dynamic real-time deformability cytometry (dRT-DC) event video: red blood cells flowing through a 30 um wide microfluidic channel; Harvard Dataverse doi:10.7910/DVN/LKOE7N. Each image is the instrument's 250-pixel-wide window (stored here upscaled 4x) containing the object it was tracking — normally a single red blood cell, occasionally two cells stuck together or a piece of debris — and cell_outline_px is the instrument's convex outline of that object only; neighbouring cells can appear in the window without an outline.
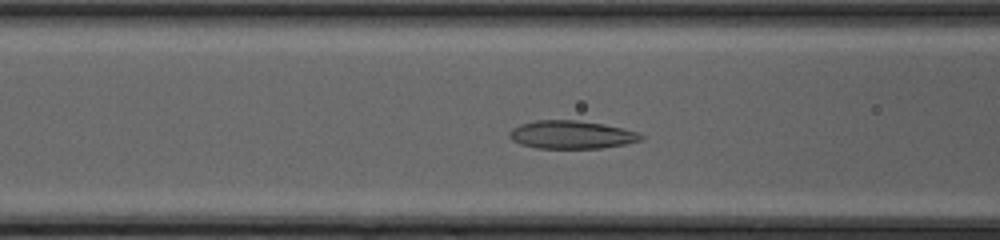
{"species": "common noctule bat (a hibernating species)", "species_latin": "Nyctalus noctula", "temperature_condition": "cold", "stored_images_in_passage": 33, "camera_frame_rate_fps": 3000, "um_per_image_px": 0.085, "animal": {"sex": "female", "body_mass_g": 20.0, "forearm_length_mm": 54.0}, "frame": {"image": 1, "passage_image": 8, "time_ms": 2.333, "image_size_px": [1000, 240], "cell_outline_px": [[644, 136], [640, 140], [624, 144], [600, 148], [536, 148], [520, 144], [512, 140], [508, 136], [508, 132], [512, 128], [520, 124], [536, 120], [576, 120], [604, 124], [636, 132]], "centroid_in_image_um": [48.5, 11.45], "position_along_channel_um": 118.1, "area_um2": 21.39}}
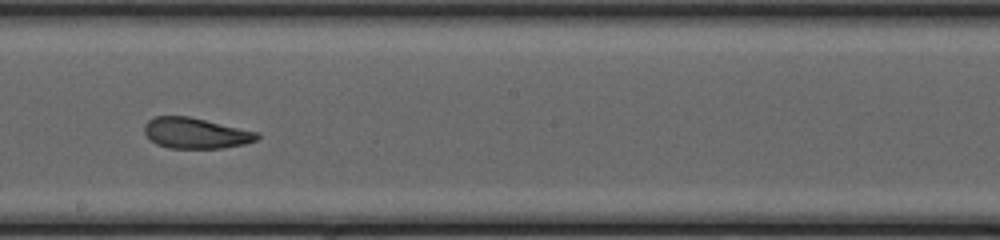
{"frame": {"image": 2, "passage_image": 16, "time_ms": 5.0, "image_size_px": [1000, 240], "cell_outline_px": [[260, 136], [256, 140], [244, 144], [224, 148], [168, 148], [156, 144], [144, 132], [144, 124], [148, 120], [156, 116], [188, 116], [260, 132]], "centroid_in_image_um": [16.65, 11.32], "position_along_channel_um": 231.6, "area_um2": 20.23}}
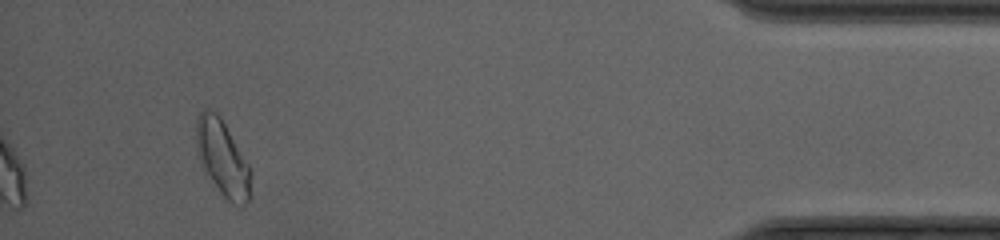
{"frame": {"image": 3, "passage_image": 33, "time_ms": 10.667, "image_size_px": [1000, 240], "cell_outline_px": [[252, 196], [240, 208], [232, 204], [220, 192], [200, 168], [196, 144], [196, 120], [200, 112], [204, 108], [208, 108], [216, 112], [220, 116], [248, 164], [252, 172]], "centroid_in_image_um": [18.92, 13.49], "position_along_channel_um": 416.3, "area_um2": 24.62}, "authors_computed_cell_mechanics": {"area_um2": 20.4034, "velocity_mm_per_s": 4.2644, "shape_relaxation_time_tau1_ms": 5.5306, "shape_relaxation_time_tau2_ms": 1.7532, "deformation_change_tau1": 0.1485, "deformation_change_tau2": 0.0775}}